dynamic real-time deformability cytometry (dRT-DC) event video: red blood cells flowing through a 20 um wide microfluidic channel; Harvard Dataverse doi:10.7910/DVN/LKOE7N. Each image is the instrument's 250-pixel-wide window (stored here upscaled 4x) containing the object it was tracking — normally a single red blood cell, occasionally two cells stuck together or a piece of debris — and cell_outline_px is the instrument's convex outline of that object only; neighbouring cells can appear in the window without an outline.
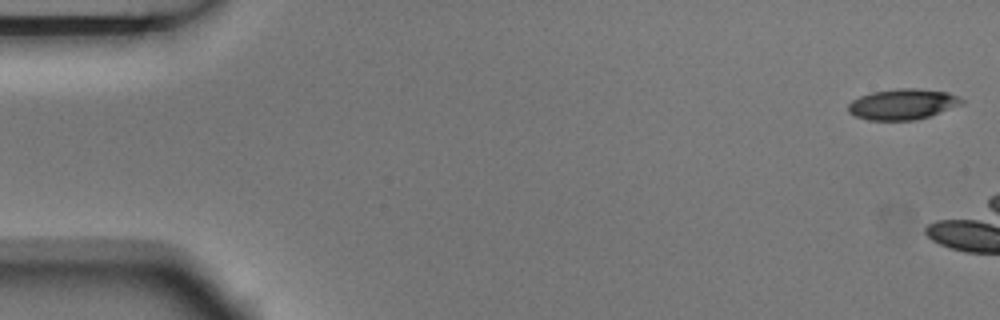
{"species": "Egyptian fruit bat (a non-hibernating species)", "species_latin": "Rousettus aegyptiacus", "temperature_condition": "room temperature", "stored_images_in_passage": 3, "camera_frame_rate_fps": 3000, "um_per_image_px": 0.085, "animal": {"sex": "male"}, "frame": {"image": 1, "passage_image": 1, "time_ms": 0.0, "image_size_px": [1000, 320], "cell_outline_px": [[964, 104], [916, 120], [868, 120], [856, 116], [848, 112], [848, 104], [852, 100], [860, 96], [872, 92], [896, 88], [920, 88], [948, 92], [964, 100]], "centroid_in_image_um": [76.72, 8.85], "position_along_channel_um": 8.3, "area_um2": 20.35}}